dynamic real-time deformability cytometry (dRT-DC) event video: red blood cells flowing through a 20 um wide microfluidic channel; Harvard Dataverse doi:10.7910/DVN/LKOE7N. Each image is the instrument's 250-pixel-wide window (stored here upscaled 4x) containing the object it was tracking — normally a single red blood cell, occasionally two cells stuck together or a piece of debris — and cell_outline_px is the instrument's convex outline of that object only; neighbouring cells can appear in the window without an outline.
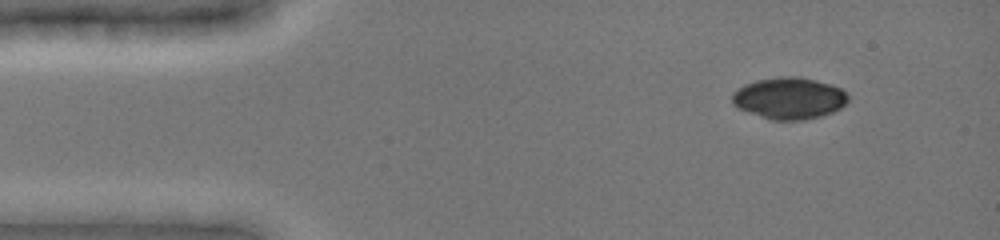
{"species": "common noctule bat (a hibernating species)", "species_latin": "Nyctalus noctula", "temperature_condition": "cold", "stored_images_in_passage": 18, "camera_frame_rate_fps": 3000, "um_per_image_px": 0.085, "animal": {"sex": "female", "body_mass_g": 19.0, "forearm_length_mm": 51.5}, "frame": {"image": 1, "passage_image": 3, "time_ms": 1.0, "image_size_px": [1000, 240], "cell_outline_px": [[848, 100], [840, 108], [832, 112], [820, 116], [804, 120], [772, 120], [736, 108], [732, 104], [732, 92], [744, 84], [756, 80], [780, 76], [800, 76], [832, 84], [848, 92]], "centroid_in_image_um": [67.07, 8.34], "position_along_channel_um": 17.9, "area_um2": 28.44}}
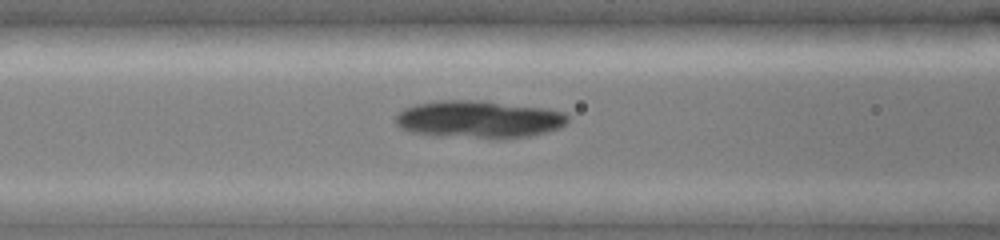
{"frame": {"image": 2, "passage_image": 13, "time_ms": 5.667, "image_size_px": [1000, 240], "cell_outline_px": [[568, 120], [560, 128], [528, 136], [428, 136], [412, 132], [400, 128], [396, 124], [396, 112], [404, 108], [416, 104], [440, 100], [484, 100], [548, 108], [564, 112], [568, 116]], "centroid_in_image_um": [40.66, 10.1], "position_along_channel_um": 125.9, "area_um2": 37.22}}
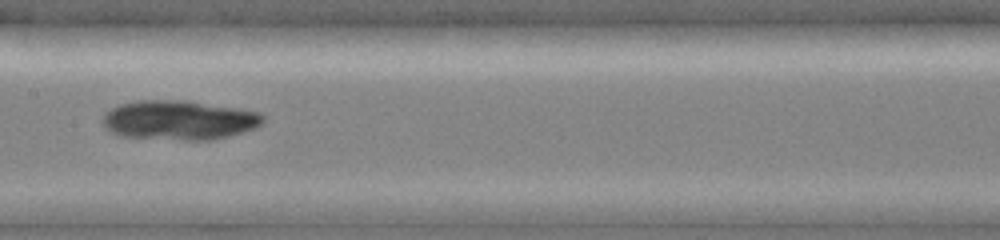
{"frame": {"image": 3, "passage_image": 16, "time_ms": 7.333, "image_size_px": [1000, 240], "cell_outline_px": [[264, 120], [256, 128], [228, 136], [208, 140], [180, 140], [116, 136], [104, 128], [104, 112], [120, 104], [136, 100], [188, 100], [240, 108], [260, 112], [264, 116]], "centroid_in_image_um": [15.21, 10.2], "position_along_channel_um": 192.2, "area_um2": 37.28}}